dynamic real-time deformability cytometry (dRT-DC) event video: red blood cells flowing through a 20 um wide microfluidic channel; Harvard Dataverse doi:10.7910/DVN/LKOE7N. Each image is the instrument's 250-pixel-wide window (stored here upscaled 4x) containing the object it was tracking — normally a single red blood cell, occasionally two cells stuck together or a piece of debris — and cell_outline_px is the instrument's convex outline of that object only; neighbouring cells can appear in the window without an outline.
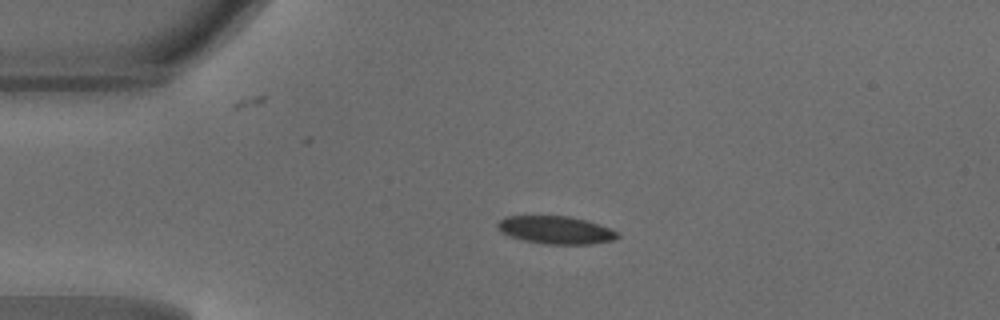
{"species": "common noctule bat (a hibernating species)", "species_latin": "Nyctalus noctula", "temperature_condition": "warm", "stored_images_in_passage": 38, "camera_frame_rate_fps": 3000, "um_per_image_px": 0.085, "animal": {"sex": "male", "body_mass_g": 18.8}, "frame": {"image": 1, "passage_image": 1, "time_ms": 0.0, "image_size_px": [1000, 320], "cell_outline_px": [[620, 236], [612, 240], [592, 244], [544, 244], [524, 240], [512, 236], [496, 228], [496, 224], [504, 216], [568, 216], [588, 220], [608, 228], [616, 232]], "centroid_in_image_um": [47.23, 19.54], "position_along_channel_um": 37.8, "area_um2": 19.25}}
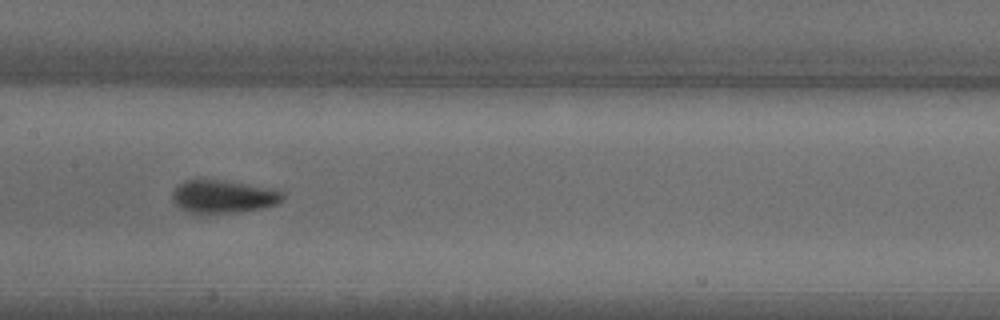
{"frame": {"image": 2, "passage_image": 14, "time_ms": 4.333, "image_size_px": [1000, 320], "cell_outline_px": [[284, 200], [276, 204], [264, 208], [240, 212], [188, 212], [180, 208], [172, 200], [172, 192], [176, 184], [184, 180], [200, 176], [204, 176], [280, 188], [284, 192]], "centroid_in_image_um": [19.01, 16.62], "position_along_channel_um": 188.4, "area_um2": 22.48}}
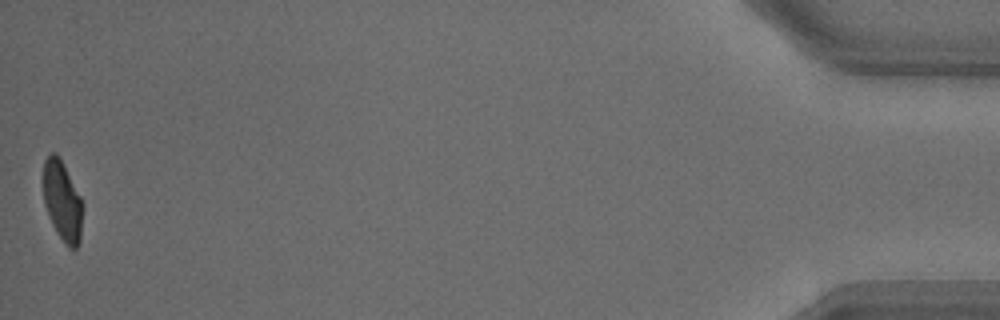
{"frame": {"image": 3, "passage_image": 38, "time_ms": 12.333, "image_size_px": [1000, 320], "cell_outline_px": [[84, 204], [80, 240], [76, 248], [68, 248], [64, 244], [56, 232], [52, 224], [44, 204], [44, 160], [52, 152], [56, 152], [80, 196]], "centroid_in_image_um": [5.32, 17.15], "position_along_channel_um": 429.9, "area_um2": 18.26}, "authors_computed_cell_mechanics": {"area_um2": 20.23, "velocity_mm_per_s": 4.1963, "shape_relaxation_time_tau1_ms": 3.7822, "shape_relaxation_time_tau2_ms": 1.7396, "deformation_change_tau1": 0.1425, "deformation_change_tau2": 0.043}}